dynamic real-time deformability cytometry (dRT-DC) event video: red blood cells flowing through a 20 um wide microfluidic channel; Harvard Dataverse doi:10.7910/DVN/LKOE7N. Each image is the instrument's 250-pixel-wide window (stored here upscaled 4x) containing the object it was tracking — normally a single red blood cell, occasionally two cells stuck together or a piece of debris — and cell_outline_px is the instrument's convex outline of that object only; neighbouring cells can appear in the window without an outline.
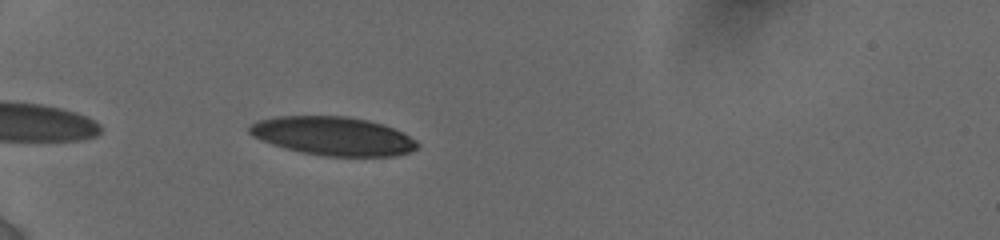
{"species": "human", "species_latin": "Homo sapiens", "temperature_condition": "cold", "stored_images_in_passage": 19, "camera_frame_rate_fps": 3000, "um_per_image_px": 0.085, "donor": {"sex": "female"}, "frame": {"image": 1, "passage_image": 1, "time_ms": 0.0, "image_size_px": [1000, 240], "cell_outline_px": [[420, 144], [412, 152], [396, 156], [324, 156], [300, 152], [284, 148], [260, 140], [252, 136], [248, 132], [248, 128], [252, 124], [260, 120], [276, 116], [348, 116], [368, 120], [384, 124], [416, 140]], "centroid_in_image_um": [28.31, 11.57], "position_along_channel_um": 56.7, "area_um2": 37.92}}
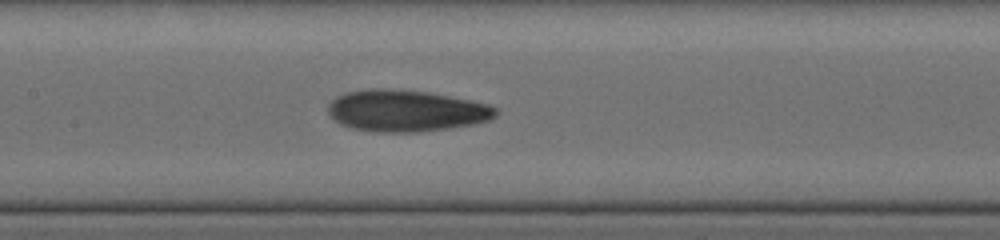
{"frame": {"image": 2, "passage_image": 12, "time_ms": 3.667, "image_size_px": [1000, 240], "cell_outline_px": [[500, 112], [492, 120], [472, 124], [448, 128], [416, 132], [380, 132], [352, 128], [340, 124], [328, 112], [328, 104], [336, 96], [344, 92], [372, 88], [384, 88], [428, 92], [488, 104], [496, 108]], "centroid_in_image_um": [34.51, 9.41], "position_along_channel_um": 172.9, "area_um2": 40.58}}
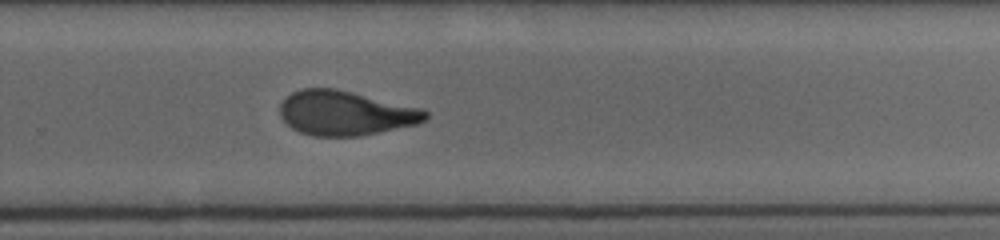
{"frame": {"image": 3, "passage_image": 19, "time_ms": 7.0, "image_size_px": [1000, 240], "cell_outline_px": [[428, 120], [416, 124], [360, 136], [312, 136], [300, 132], [292, 128], [280, 116], [280, 104], [292, 92], [300, 88], [336, 88], [424, 108], [428, 112]], "centroid_in_image_um": [29.39, 9.6], "position_along_channel_um": 300.4, "area_um2": 37.97}}